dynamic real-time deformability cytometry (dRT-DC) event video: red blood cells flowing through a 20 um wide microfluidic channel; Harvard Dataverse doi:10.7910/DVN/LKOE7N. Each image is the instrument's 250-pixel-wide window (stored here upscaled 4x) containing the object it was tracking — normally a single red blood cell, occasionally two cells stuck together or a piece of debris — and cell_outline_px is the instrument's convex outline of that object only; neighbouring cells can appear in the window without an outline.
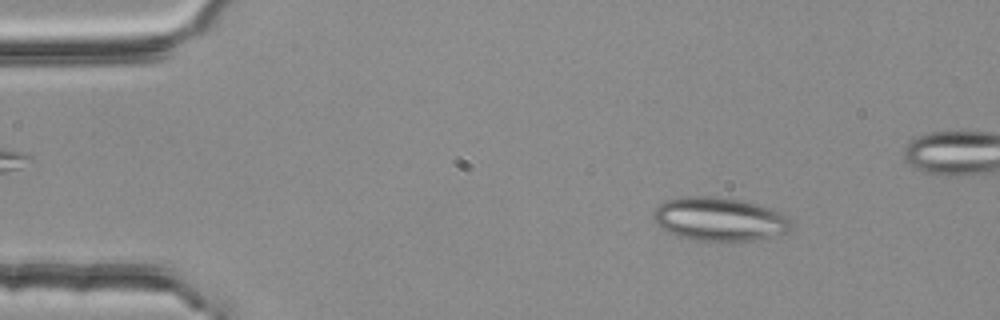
{"species": "common noctule bat (a hibernating species)", "species_latin": "Nyctalus noctula", "temperature_condition": "room temperature", "stored_images_in_passage": 53, "segment_of_instrument_passage": [1, 2], "camera_frame_rate_fps": 3000, "um_per_image_px": 0.085, "animal": {"sex": "female", "body_mass_g": 25.1}, "frame": {"image": 1, "passage_image": 7, "time_ms": 2.0, "image_size_px": [1000, 320], "cell_outline_px": [[792, 228], [788, 232], [752, 240], [696, 240], [676, 236], [660, 228], [652, 216], [652, 212], [660, 204], [668, 200], [688, 196], [716, 196], [740, 200], [756, 204], [768, 208], [788, 216], [792, 224]], "centroid_in_image_um": [61.13, 18.62], "position_along_channel_um": 23.9, "area_um2": 34.68}}